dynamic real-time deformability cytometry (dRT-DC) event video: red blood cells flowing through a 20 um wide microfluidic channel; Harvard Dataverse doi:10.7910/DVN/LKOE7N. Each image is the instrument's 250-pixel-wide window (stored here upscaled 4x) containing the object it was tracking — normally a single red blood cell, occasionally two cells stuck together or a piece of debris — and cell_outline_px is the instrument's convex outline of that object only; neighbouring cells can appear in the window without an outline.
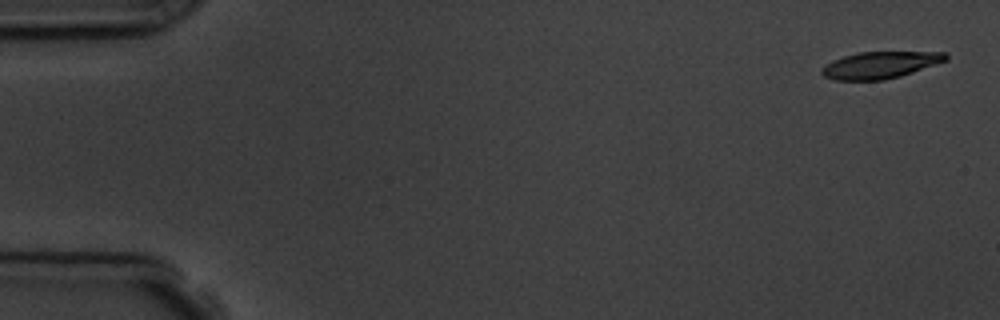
{"species": "common noctule bat (a hibernating species)", "species_latin": "Nyctalus noctula", "temperature_condition": "room temperature", "stored_images_in_passage": 5, "camera_frame_rate_fps": 3000, "um_per_image_px": 0.085, "animal": {"sex": "male", "body_mass_g": 19.5, "forearm_length_mm": 54.6}, "frame": {"image": 1, "passage_image": 1, "time_ms": 0.0, "image_size_px": [1000, 320], "cell_outline_px": [[948, 60], [900, 76], [884, 80], [836, 80], [824, 76], [820, 72], [820, 68], [832, 60], [844, 56], [860, 52], [948, 52]], "centroid_in_image_um": [74.8, 5.52], "position_along_channel_um": 10.2, "area_um2": 19.36}}
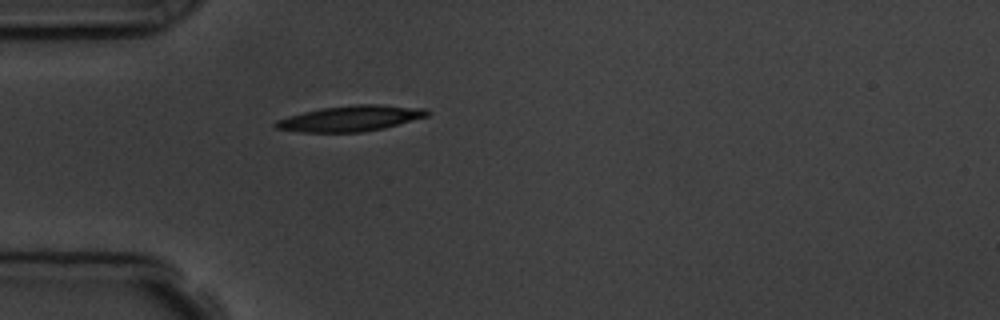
{"frame": {"image": 2, "passage_image": 5, "time_ms": 4.667, "image_size_px": [1000, 320], "cell_outline_px": [[432, 112], [428, 116], [384, 128], [360, 132], [300, 132], [276, 128], [272, 124], [276, 120], [288, 116], [320, 108], [356, 104], [380, 104], [424, 108]], "centroid_in_image_um": [29.81, 10.06], "position_along_channel_um": 55.2, "area_um2": 22.72}}